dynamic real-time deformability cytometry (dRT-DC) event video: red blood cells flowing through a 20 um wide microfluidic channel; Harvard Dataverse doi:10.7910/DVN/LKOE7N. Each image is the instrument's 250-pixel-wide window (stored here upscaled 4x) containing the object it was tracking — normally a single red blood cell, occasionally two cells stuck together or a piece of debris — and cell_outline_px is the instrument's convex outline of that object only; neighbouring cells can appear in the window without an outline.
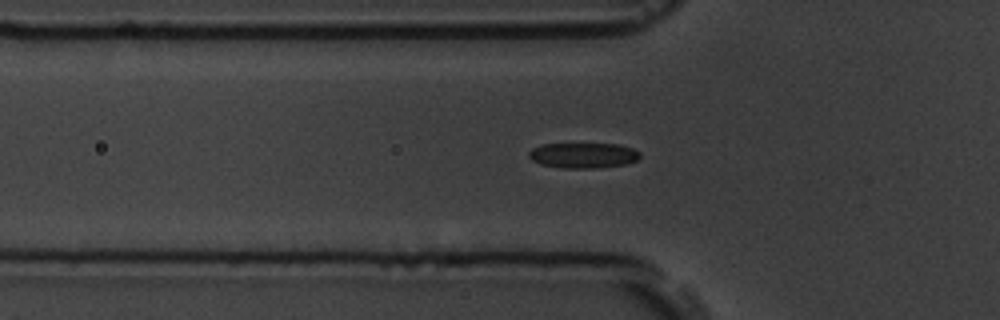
{"species": "common noctule bat (a hibernating species)", "species_latin": "Nyctalus noctula", "temperature_condition": "room temperature", "stored_images_in_passage": 40, "camera_frame_rate_fps": 3000, "um_per_image_px": 0.085, "animal": {"sex": "male", "body_mass_g": 19.5, "forearm_length_mm": 54.6}, "frame": {"image": 1, "passage_image": 8, "time_ms": 2.333, "image_size_px": [1000, 320], "cell_outline_px": [[640, 156], [636, 160], [628, 164], [596, 168], [564, 168], [540, 164], [532, 160], [528, 156], [528, 152], [532, 148], [540, 144], [620, 144], [632, 148], [640, 152]], "centroid_in_image_um": [49.57, 13.2], "position_along_channel_um": 76.2, "area_um2": 16.53}}
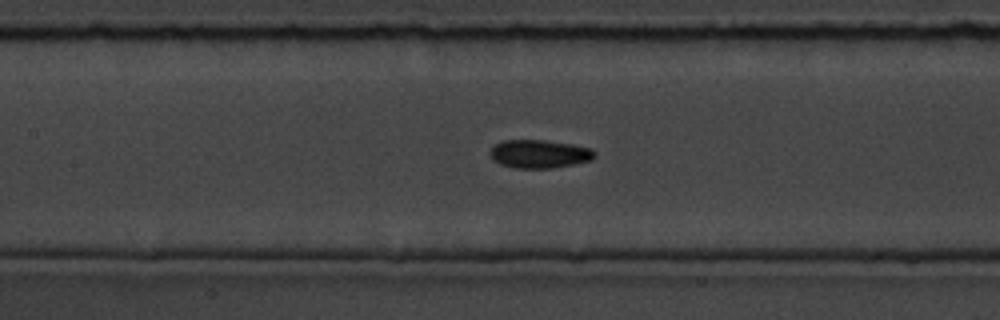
{"frame": {"image": 2, "passage_image": 15, "time_ms": 4.667, "image_size_px": [1000, 320], "cell_outline_px": [[596, 156], [592, 160], [552, 168], [512, 168], [500, 164], [492, 160], [488, 152], [496, 144], [504, 140], [544, 140], [572, 144], [592, 148], [596, 152]], "centroid_in_image_um": [45.84, 13.08], "position_along_channel_um": 161.6, "area_um2": 17.4}}
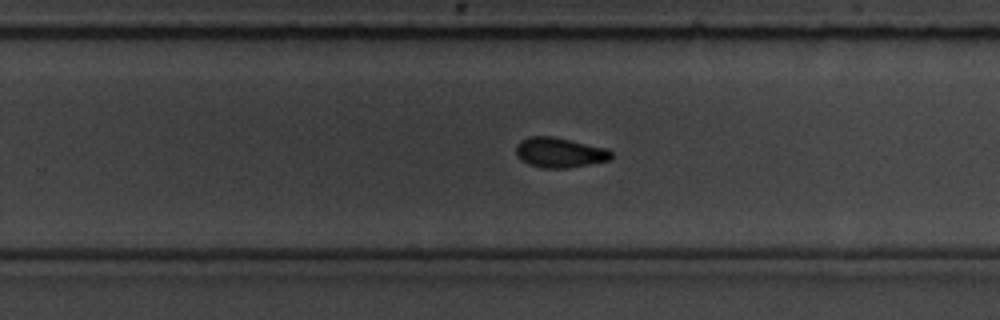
{"frame": {"image": 3, "passage_image": 25, "time_ms": 8.0, "image_size_px": [1000, 320], "cell_outline_px": [[612, 160], [568, 168], [540, 168], [528, 164], [520, 160], [516, 156], [516, 144], [520, 140], [528, 136], [552, 136], [608, 148], [612, 152]], "centroid_in_image_um": [47.56, 12.97], "position_along_channel_um": 282.2, "area_um2": 16.99}}